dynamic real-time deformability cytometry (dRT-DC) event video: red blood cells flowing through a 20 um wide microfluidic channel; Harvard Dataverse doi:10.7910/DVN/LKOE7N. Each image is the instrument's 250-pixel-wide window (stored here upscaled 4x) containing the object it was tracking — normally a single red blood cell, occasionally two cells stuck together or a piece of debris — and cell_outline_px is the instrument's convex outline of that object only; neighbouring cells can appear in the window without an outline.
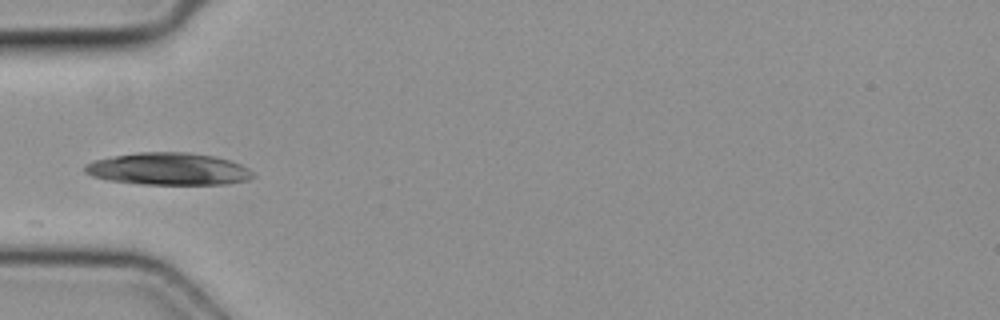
{"species": "common noctule bat (a hibernating species)", "species_latin": "Nyctalus noctula", "temperature_condition": "cold", "stored_images_in_passage": 33, "camera_frame_rate_fps": 3000, "um_per_image_px": 0.085, "animal": {"sex": "female", "body_mass_g": 19.3, "forearm_length_mm": 54.1}, "frame": {"image": 1, "passage_image": 1, "time_ms": 0.0, "image_size_px": [1000, 320], "cell_outline_px": [[256, 176], [248, 180], [228, 184], [140, 184], [108, 180], [92, 176], [84, 172], [84, 164], [92, 160], [112, 156], [140, 152], [188, 152], [216, 156], [232, 160], [248, 168]], "centroid_in_image_um": [14.32, 14.35], "position_along_channel_um": 70.7, "area_um2": 31.91}}
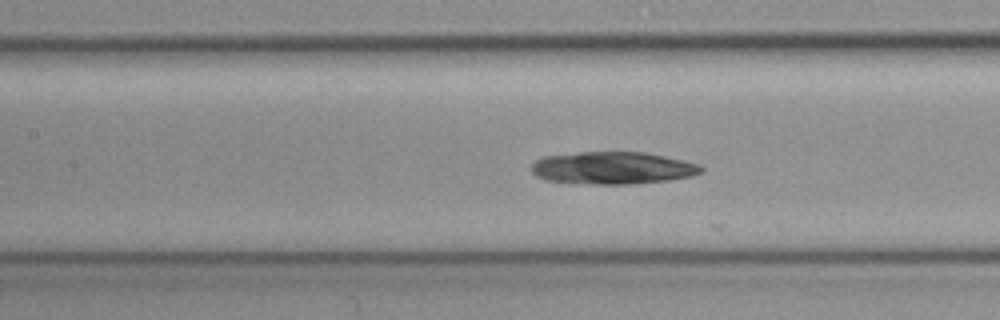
{"frame": {"image": 2, "passage_image": 7, "time_ms": 2.0, "image_size_px": [1000, 320], "cell_outline_px": [[704, 172], [692, 176], [668, 180], [632, 184], [592, 184], [544, 180], [536, 176], [528, 168], [536, 160], [544, 156], [580, 152], [644, 152], [684, 160], [700, 164], [704, 168]], "centroid_in_image_um": [52.08, 14.28], "position_along_channel_um": 155.3, "area_um2": 32.25}}
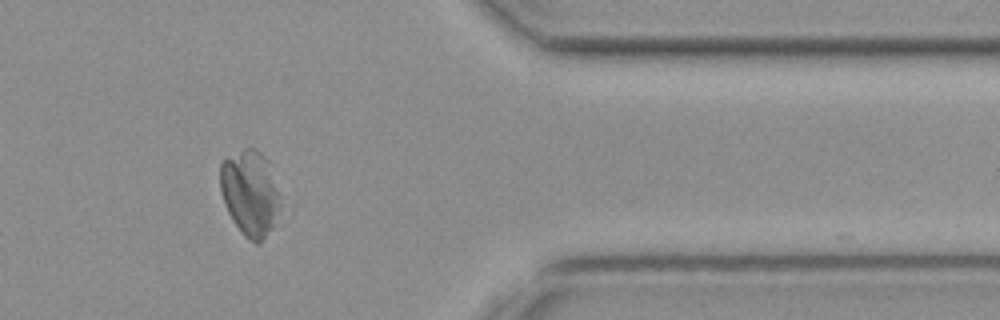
{"frame": {"image": 3, "passage_image": 25, "time_ms": 8.0, "image_size_px": [1000, 320], "cell_outline_px": [[284, 208], [272, 228], [260, 244], [256, 244], [248, 240], [244, 236], [232, 220], [224, 204], [220, 192], [220, 164], [224, 160], [244, 148], [256, 148], [268, 160]], "centroid_in_image_um": [21.29, 16.45], "position_along_channel_um": 390.1, "area_um2": 30.63}}